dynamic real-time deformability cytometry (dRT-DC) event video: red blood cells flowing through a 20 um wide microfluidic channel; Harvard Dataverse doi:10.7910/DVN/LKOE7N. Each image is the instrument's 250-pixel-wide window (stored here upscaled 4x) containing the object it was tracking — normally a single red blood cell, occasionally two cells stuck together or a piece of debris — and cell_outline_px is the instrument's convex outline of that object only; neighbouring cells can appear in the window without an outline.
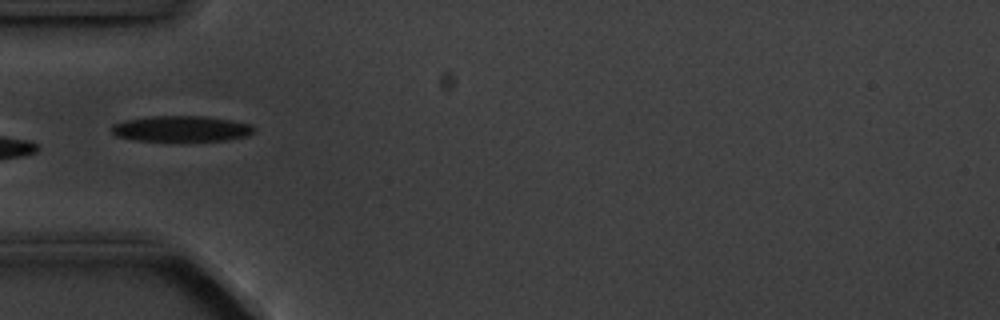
{"species": "common noctule bat (a hibernating species)", "species_latin": "Nyctalus noctula", "temperature_condition": "cold", "stored_images_in_passage": 9, "camera_frame_rate_fps": 3000, "um_per_image_px": 0.085, "animal": {"sex": "male", "body_mass_g": 20.1, "forearm_length_mm": 53.5}, "frame": {"image": 1, "passage_image": 4, "time_ms": 3.667, "image_size_px": [1000, 320], "cell_outline_px": [[256, 128], [248, 136], [224, 140], [136, 140], [116, 136], [112, 132], [112, 124], [124, 120], [152, 116], [204, 116], [228, 120], [248, 124]], "centroid_in_image_um": [15.37, 10.93], "position_along_channel_um": 69.6, "area_um2": 20.98}}